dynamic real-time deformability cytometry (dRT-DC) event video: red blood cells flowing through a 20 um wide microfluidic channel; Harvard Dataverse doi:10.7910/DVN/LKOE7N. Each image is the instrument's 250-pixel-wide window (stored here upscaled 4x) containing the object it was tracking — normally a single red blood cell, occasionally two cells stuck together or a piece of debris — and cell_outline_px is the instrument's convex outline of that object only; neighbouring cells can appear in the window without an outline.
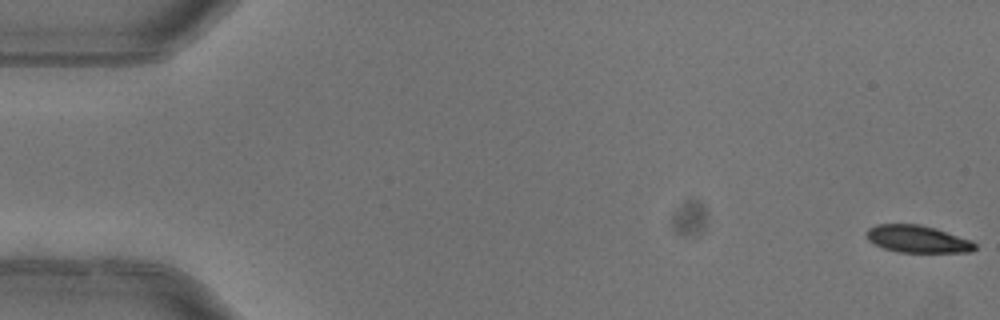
{"species": "common noctule bat (a hibernating species)", "species_latin": "Nyctalus noctula", "temperature_condition": "warm", "stored_images_in_passage": 5, "camera_frame_rate_fps": 3000, "um_per_image_px": 0.085, "animal": {"sex": "female"}, "frame": {"image": 1, "passage_image": 1, "time_ms": 0.0, "image_size_px": [1000, 320], "cell_outline_px": [[976, 248], [972, 252], [900, 252], [884, 248], [868, 240], [868, 228], [876, 224], [920, 224], [936, 228], [972, 240], [976, 244]], "centroid_in_image_um": [78.04, 20.31], "position_along_channel_um": 7.0, "area_um2": 17.17}}